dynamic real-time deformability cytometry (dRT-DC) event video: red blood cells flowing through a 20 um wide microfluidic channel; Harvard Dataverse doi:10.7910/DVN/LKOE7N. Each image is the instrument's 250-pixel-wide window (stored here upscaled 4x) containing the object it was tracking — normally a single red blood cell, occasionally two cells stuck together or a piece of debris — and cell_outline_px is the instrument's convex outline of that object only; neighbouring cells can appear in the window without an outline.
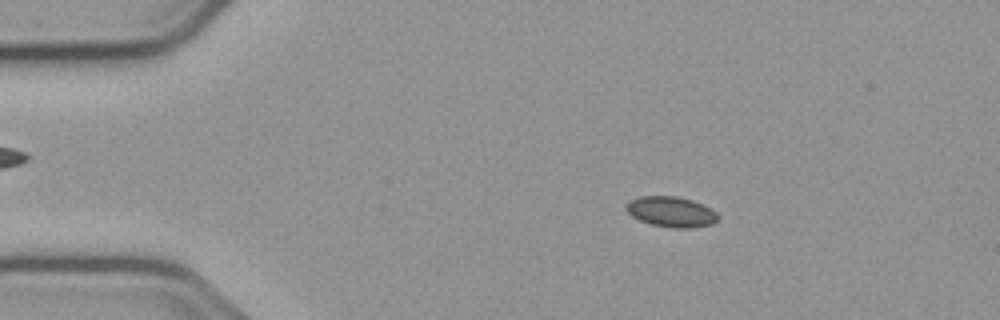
{"species": "common noctule bat (a hibernating species)", "species_latin": "Nyctalus noctula", "temperature_condition": "cold", "stored_images_in_passage": 51, "camera_frame_rate_fps": 3000, "um_per_image_px": 0.085, "animal": {"sex": "male", "body_mass_g": 23.1, "forearm_length_mm": 52.7}, "frame": {"image": 1, "passage_image": 6, "time_ms": 1.667, "image_size_px": [1000, 320], "cell_outline_px": [[720, 216], [712, 224], [692, 228], [672, 228], [652, 224], [640, 220], [632, 216], [624, 208], [632, 200], [640, 196], [676, 196], [692, 200], [716, 212]], "centroid_in_image_um": [57.05, 18.01], "position_along_channel_um": 27.9, "area_um2": 16.07}}
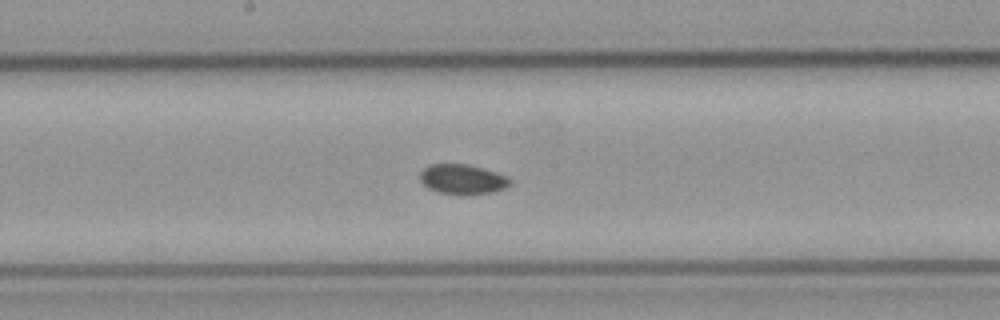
{"frame": {"image": 2, "passage_image": 25, "time_ms": 8.0, "image_size_px": [1000, 320], "cell_outline_px": [[512, 184], [504, 188], [488, 192], [464, 196], [460, 196], [436, 192], [428, 188], [420, 180], [420, 172], [428, 164], [468, 164], [496, 172], [508, 176], [512, 180]], "centroid_in_image_um": [39.3, 15.25], "position_along_channel_um": 208.9, "area_um2": 15.95}}
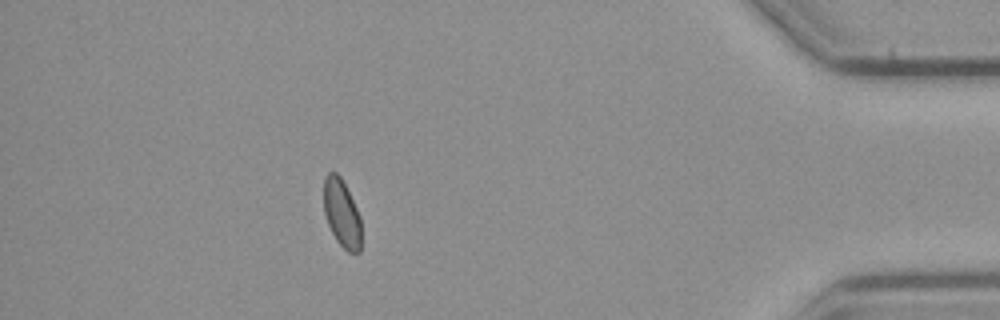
{"frame": {"image": 3, "passage_image": 45, "time_ms": 14.667, "image_size_px": [1000, 320], "cell_outline_px": [[360, 252], [348, 252], [336, 240], [328, 224], [324, 212], [324, 176], [328, 172], [336, 172], [340, 176], [360, 216]], "centroid_in_image_um": [29.03, 18.12], "position_along_channel_um": 406.2, "area_um2": 14.57}}